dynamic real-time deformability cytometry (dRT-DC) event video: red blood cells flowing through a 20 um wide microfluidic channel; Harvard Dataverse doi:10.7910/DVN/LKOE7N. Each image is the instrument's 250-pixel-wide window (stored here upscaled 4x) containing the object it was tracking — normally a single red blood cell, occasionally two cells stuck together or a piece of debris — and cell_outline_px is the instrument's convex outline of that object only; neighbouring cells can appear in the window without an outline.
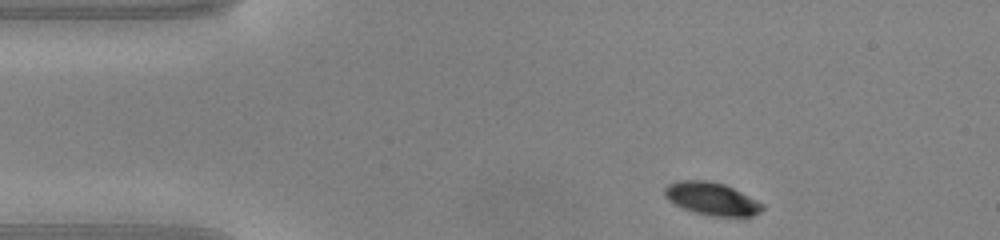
{"species": "common noctule bat (a hibernating species)", "species_latin": "Nyctalus noctula", "temperature_condition": "warm", "stored_images_in_passage": 43, "camera_frame_rate_fps": 3000, "um_per_image_px": 0.085, "animal": {"sex": "male", "body_mass_g": 20.0, "forearm_length_mm": 53.3}, "frame": {"image": 1, "passage_image": 1, "time_ms": 0.0, "image_size_px": [1000, 240], "cell_outline_px": [[764, 208], [760, 212], [752, 216], [712, 216], [696, 212], [684, 208], [668, 200], [664, 196], [664, 188], [668, 184], [680, 180], [708, 180], [724, 184], [764, 204]], "centroid_in_image_um": [60.48, 16.88], "position_along_channel_um": 24.5, "area_um2": 18.44}}
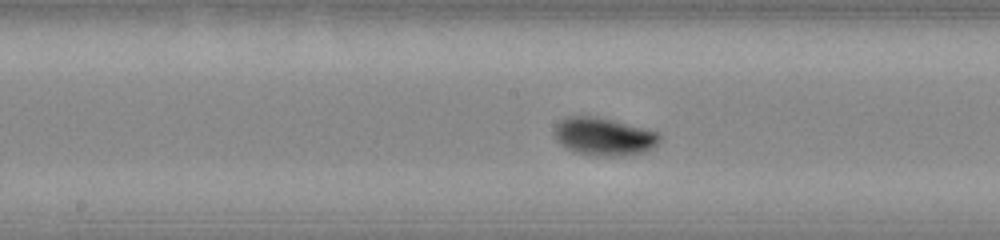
{"frame": {"image": 2, "passage_image": 18, "time_ms": 5.667, "image_size_px": [1000, 240], "cell_outline_px": [[660, 140], [652, 148], [644, 152], [620, 156], [596, 156], [576, 152], [568, 148], [556, 140], [552, 132], [556, 124], [560, 120], [568, 116], [596, 116], [660, 132]], "centroid_in_image_um": [51.31, 11.6], "position_along_channel_um": 196.9, "area_um2": 23.24}}
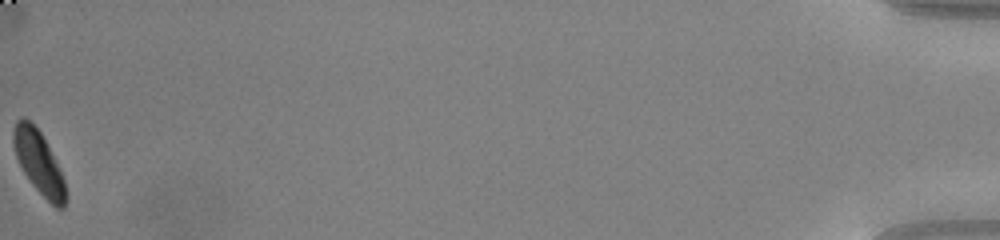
{"frame": {"image": 3, "passage_image": 43, "time_ms": 14.0, "image_size_px": [1000, 240], "cell_outline_px": [[68, 196], [64, 208], [56, 208], [32, 184], [24, 172], [16, 156], [12, 140], [12, 132], [16, 120], [24, 116], [40, 132], [60, 168], [64, 180]], "centroid_in_image_um": [3.31, 13.82], "position_along_channel_um": 431.9, "area_um2": 18.96}, "authors_computed_cell_mechanics": {"area_um2": 20.5768, "velocity_mm_per_s": 4.11, "shape_relaxation_time_tau1_ms": 1.5952, "shape_relaxation_time_tau2_ms": null, "deformation_change_tau1": 0.1307, "deformation_change_tau2": null}}